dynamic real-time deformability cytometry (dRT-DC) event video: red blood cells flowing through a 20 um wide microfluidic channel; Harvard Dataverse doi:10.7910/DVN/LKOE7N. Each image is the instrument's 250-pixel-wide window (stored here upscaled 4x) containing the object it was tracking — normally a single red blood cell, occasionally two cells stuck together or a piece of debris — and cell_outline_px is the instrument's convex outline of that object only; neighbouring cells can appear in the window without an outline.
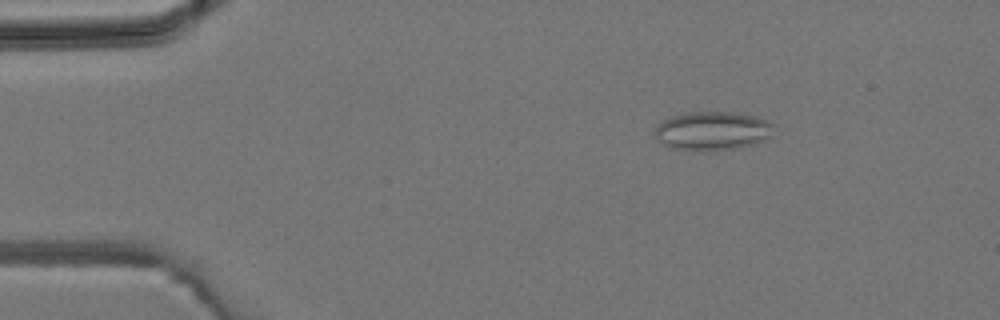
{"species": "common noctule bat (a hibernating species)", "species_latin": "Nyctalus noctula", "temperature_condition": "room temperature", "stored_images_in_passage": 3, "camera_frame_rate_fps": 3000, "um_per_image_px": 0.085, "animal": {"sex": "male", "body_mass_g": 19.2, "forearm_length_mm": 51.8}, "frame": {"image": 1, "passage_image": 2, "time_ms": 1.0, "image_size_px": [1000, 320], "cell_outline_px": [[776, 124], [772, 136], [756, 144], [708, 152], [672, 148], [664, 144], [656, 136], [656, 128], [664, 120], [672, 116], [688, 112], [732, 112], [752, 116], [768, 120]], "centroid_in_image_um": [60.63, 11.13], "position_along_channel_um": 24.4, "area_um2": 26.88}}